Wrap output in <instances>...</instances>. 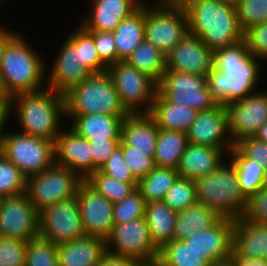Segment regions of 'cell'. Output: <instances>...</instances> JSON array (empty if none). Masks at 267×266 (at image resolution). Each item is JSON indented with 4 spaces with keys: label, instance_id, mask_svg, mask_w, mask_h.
<instances>
[{
    "label": "cell",
    "instance_id": "obj_57",
    "mask_svg": "<svg viewBox=\"0 0 267 266\" xmlns=\"http://www.w3.org/2000/svg\"><path fill=\"white\" fill-rule=\"evenodd\" d=\"M254 137L261 142L267 143V121L259 128Z\"/></svg>",
    "mask_w": 267,
    "mask_h": 266
},
{
    "label": "cell",
    "instance_id": "obj_7",
    "mask_svg": "<svg viewBox=\"0 0 267 266\" xmlns=\"http://www.w3.org/2000/svg\"><path fill=\"white\" fill-rule=\"evenodd\" d=\"M84 179L69 168L54 163L37 175L27 178L26 194L38 212L57 202L77 196Z\"/></svg>",
    "mask_w": 267,
    "mask_h": 266
},
{
    "label": "cell",
    "instance_id": "obj_8",
    "mask_svg": "<svg viewBox=\"0 0 267 266\" xmlns=\"http://www.w3.org/2000/svg\"><path fill=\"white\" fill-rule=\"evenodd\" d=\"M122 106L129 114H148L158 92V82L125 61L108 67Z\"/></svg>",
    "mask_w": 267,
    "mask_h": 266
},
{
    "label": "cell",
    "instance_id": "obj_12",
    "mask_svg": "<svg viewBox=\"0 0 267 266\" xmlns=\"http://www.w3.org/2000/svg\"><path fill=\"white\" fill-rule=\"evenodd\" d=\"M158 92L171 103L185 104L198 111L209 110L217 105L204 75L166 69L158 82Z\"/></svg>",
    "mask_w": 267,
    "mask_h": 266
},
{
    "label": "cell",
    "instance_id": "obj_4",
    "mask_svg": "<svg viewBox=\"0 0 267 266\" xmlns=\"http://www.w3.org/2000/svg\"><path fill=\"white\" fill-rule=\"evenodd\" d=\"M197 201L220 217L238 220L247 198L240 189L235 167L223 162L214 172L195 180Z\"/></svg>",
    "mask_w": 267,
    "mask_h": 266
},
{
    "label": "cell",
    "instance_id": "obj_22",
    "mask_svg": "<svg viewBox=\"0 0 267 266\" xmlns=\"http://www.w3.org/2000/svg\"><path fill=\"white\" fill-rule=\"evenodd\" d=\"M91 1L92 7L80 24L88 31L109 32H113L124 18L130 16L144 3V0Z\"/></svg>",
    "mask_w": 267,
    "mask_h": 266
},
{
    "label": "cell",
    "instance_id": "obj_13",
    "mask_svg": "<svg viewBox=\"0 0 267 266\" xmlns=\"http://www.w3.org/2000/svg\"><path fill=\"white\" fill-rule=\"evenodd\" d=\"M39 236L57 245L85 236L77 197L39 212Z\"/></svg>",
    "mask_w": 267,
    "mask_h": 266
},
{
    "label": "cell",
    "instance_id": "obj_19",
    "mask_svg": "<svg viewBox=\"0 0 267 266\" xmlns=\"http://www.w3.org/2000/svg\"><path fill=\"white\" fill-rule=\"evenodd\" d=\"M235 220L221 217L214 225L194 232L184 241L204 255L214 266L230 262Z\"/></svg>",
    "mask_w": 267,
    "mask_h": 266
},
{
    "label": "cell",
    "instance_id": "obj_3",
    "mask_svg": "<svg viewBox=\"0 0 267 266\" xmlns=\"http://www.w3.org/2000/svg\"><path fill=\"white\" fill-rule=\"evenodd\" d=\"M33 48L21 32L6 44L0 65L2 96L11 98L18 93L39 91L47 87L48 65L45 56Z\"/></svg>",
    "mask_w": 267,
    "mask_h": 266
},
{
    "label": "cell",
    "instance_id": "obj_5",
    "mask_svg": "<svg viewBox=\"0 0 267 266\" xmlns=\"http://www.w3.org/2000/svg\"><path fill=\"white\" fill-rule=\"evenodd\" d=\"M64 96L66 116L129 115L122 106L113 79L107 71L93 74L73 86Z\"/></svg>",
    "mask_w": 267,
    "mask_h": 266
},
{
    "label": "cell",
    "instance_id": "obj_40",
    "mask_svg": "<svg viewBox=\"0 0 267 266\" xmlns=\"http://www.w3.org/2000/svg\"><path fill=\"white\" fill-rule=\"evenodd\" d=\"M25 266H59L57 244L40 236L27 242Z\"/></svg>",
    "mask_w": 267,
    "mask_h": 266
},
{
    "label": "cell",
    "instance_id": "obj_15",
    "mask_svg": "<svg viewBox=\"0 0 267 266\" xmlns=\"http://www.w3.org/2000/svg\"><path fill=\"white\" fill-rule=\"evenodd\" d=\"M226 110L233 145L244 138L254 137L267 121V90H257L229 103Z\"/></svg>",
    "mask_w": 267,
    "mask_h": 266
},
{
    "label": "cell",
    "instance_id": "obj_6",
    "mask_svg": "<svg viewBox=\"0 0 267 266\" xmlns=\"http://www.w3.org/2000/svg\"><path fill=\"white\" fill-rule=\"evenodd\" d=\"M0 153L10 160L28 178L37 175L55 163V143L41 137L15 130L4 136Z\"/></svg>",
    "mask_w": 267,
    "mask_h": 266
},
{
    "label": "cell",
    "instance_id": "obj_20",
    "mask_svg": "<svg viewBox=\"0 0 267 266\" xmlns=\"http://www.w3.org/2000/svg\"><path fill=\"white\" fill-rule=\"evenodd\" d=\"M56 56L53 68L46 73V85L55 92L65 94L94 74L87 66L80 64L77 48L68 39L63 41Z\"/></svg>",
    "mask_w": 267,
    "mask_h": 266
},
{
    "label": "cell",
    "instance_id": "obj_48",
    "mask_svg": "<svg viewBox=\"0 0 267 266\" xmlns=\"http://www.w3.org/2000/svg\"><path fill=\"white\" fill-rule=\"evenodd\" d=\"M27 242L0 237V266H25Z\"/></svg>",
    "mask_w": 267,
    "mask_h": 266
},
{
    "label": "cell",
    "instance_id": "obj_44",
    "mask_svg": "<svg viewBox=\"0 0 267 266\" xmlns=\"http://www.w3.org/2000/svg\"><path fill=\"white\" fill-rule=\"evenodd\" d=\"M236 11L243 31L252 25L267 22V0H240Z\"/></svg>",
    "mask_w": 267,
    "mask_h": 266
},
{
    "label": "cell",
    "instance_id": "obj_51",
    "mask_svg": "<svg viewBox=\"0 0 267 266\" xmlns=\"http://www.w3.org/2000/svg\"><path fill=\"white\" fill-rule=\"evenodd\" d=\"M246 158L251 159L263 166L267 174V143L248 137L234 145Z\"/></svg>",
    "mask_w": 267,
    "mask_h": 266
},
{
    "label": "cell",
    "instance_id": "obj_46",
    "mask_svg": "<svg viewBox=\"0 0 267 266\" xmlns=\"http://www.w3.org/2000/svg\"><path fill=\"white\" fill-rule=\"evenodd\" d=\"M119 146L122 148L124 161L137 181L156 167L154 157L146 156L138 150H132V146Z\"/></svg>",
    "mask_w": 267,
    "mask_h": 266
},
{
    "label": "cell",
    "instance_id": "obj_43",
    "mask_svg": "<svg viewBox=\"0 0 267 266\" xmlns=\"http://www.w3.org/2000/svg\"><path fill=\"white\" fill-rule=\"evenodd\" d=\"M146 202L140 191L136 189L122 201L114 203V224H123L145 217Z\"/></svg>",
    "mask_w": 267,
    "mask_h": 266
},
{
    "label": "cell",
    "instance_id": "obj_16",
    "mask_svg": "<svg viewBox=\"0 0 267 266\" xmlns=\"http://www.w3.org/2000/svg\"><path fill=\"white\" fill-rule=\"evenodd\" d=\"M76 197L85 235L106 240L114 227V203L99 194L85 180L80 184Z\"/></svg>",
    "mask_w": 267,
    "mask_h": 266
},
{
    "label": "cell",
    "instance_id": "obj_14",
    "mask_svg": "<svg viewBox=\"0 0 267 266\" xmlns=\"http://www.w3.org/2000/svg\"><path fill=\"white\" fill-rule=\"evenodd\" d=\"M39 236V212L26 193L0 200V237L28 242Z\"/></svg>",
    "mask_w": 267,
    "mask_h": 266
},
{
    "label": "cell",
    "instance_id": "obj_54",
    "mask_svg": "<svg viewBox=\"0 0 267 266\" xmlns=\"http://www.w3.org/2000/svg\"><path fill=\"white\" fill-rule=\"evenodd\" d=\"M10 108V98L4 96L0 98V146L6 135L5 127L9 125L7 124V122L10 121L8 119L12 114Z\"/></svg>",
    "mask_w": 267,
    "mask_h": 266
},
{
    "label": "cell",
    "instance_id": "obj_47",
    "mask_svg": "<svg viewBox=\"0 0 267 266\" xmlns=\"http://www.w3.org/2000/svg\"><path fill=\"white\" fill-rule=\"evenodd\" d=\"M99 171L108 177L114 178L130 184H138V181L131 174L126 162L124 161L122 148L118 146L104 163Z\"/></svg>",
    "mask_w": 267,
    "mask_h": 266
},
{
    "label": "cell",
    "instance_id": "obj_29",
    "mask_svg": "<svg viewBox=\"0 0 267 266\" xmlns=\"http://www.w3.org/2000/svg\"><path fill=\"white\" fill-rule=\"evenodd\" d=\"M119 61H125L145 39V3L113 31Z\"/></svg>",
    "mask_w": 267,
    "mask_h": 266
},
{
    "label": "cell",
    "instance_id": "obj_24",
    "mask_svg": "<svg viewBox=\"0 0 267 266\" xmlns=\"http://www.w3.org/2000/svg\"><path fill=\"white\" fill-rule=\"evenodd\" d=\"M159 128L148 114H129L123 119L120 144L154 157Z\"/></svg>",
    "mask_w": 267,
    "mask_h": 266
},
{
    "label": "cell",
    "instance_id": "obj_37",
    "mask_svg": "<svg viewBox=\"0 0 267 266\" xmlns=\"http://www.w3.org/2000/svg\"><path fill=\"white\" fill-rule=\"evenodd\" d=\"M76 27L67 39L77 48L80 64L87 66L94 74L106 72L108 67L100 60L93 35L81 24Z\"/></svg>",
    "mask_w": 267,
    "mask_h": 266
},
{
    "label": "cell",
    "instance_id": "obj_2",
    "mask_svg": "<svg viewBox=\"0 0 267 266\" xmlns=\"http://www.w3.org/2000/svg\"><path fill=\"white\" fill-rule=\"evenodd\" d=\"M10 107L16 113L19 132L56 142L62 130L61 120H66L64 94L49 87L18 93L10 98Z\"/></svg>",
    "mask_w": 267,
    "mask_h": 266
},
{
    "label": "cell",
    "instance_id": "obj_52",
    "mask_svg": "<svg viewBox=\"0 0 267 266\" xmlns=\"http://www.w3.org/2000/svg\"><path fill=\"white\" fill-rule=\"evenodd\" d=\"M93 157V172L108 161L112 152L119 146L120 138H106V140H90Z\"/></svg>",
    "mask_w": 267,
    "mask_h": 266
},
{
    "label": "cell",
    "instance_id": "obj_10",
    "mask_svg": "<svg viewBox=\"0 0 267 266\" xmlns=\"http://www.w3.org/2000/svg\"><path fill=\"white\" fill-rule=\"evenodd\" d=\"M213 68L225 73L237 84V101L245 98L258 88L260 79V59L248 50L242 40L236 45L214 51ZM260 61V62H259Z\"/></svg>",
    "mask_w": 267,
    "mask_h": 266
},
{
    "label": "cell",
    "instance_id": "obj_49",
    "mask_svg": "<svg viewBox=\"0 0 267 266\" xmlns=\"http://www.w3.org/2000/svg\"><path fill=\"white\" fill-rule=\"evenodd\" d=\"M248 50L263 63L267 62V22L252 25L244 31Z\"/></svg>",
    "mask_w": 267,
    "mask_h": 266
},
{
    "label": "cell",
    "instance_id": "obj_9",
    "mask_svg": "<svg viewBox=\"0 0 267 266\" xmlns=\"http://www.w3.org/2000/svg\"><path fill=\"white\" fill-rule=\"evenodd\" d=\"M188 31V18L181 4L145 3V39L165 55Z\"/></svg>",
    "mask_w": 267,
    "mask_h": 266
},
{
    "label": "cell",
    "instance_id": "obj_42",
    "mask_svg": "<svg viewBox=\"0 0 267 266\" xmlns=\"http://www.w3.org/2000/svg\"><path fill=\"white\" fill-rule=\"evenodd\" d=\"M206 78L211 96L217 104L226 106L237 101V84L227 74L213 68Z\"/></svg>",
    "mask_w": 267,
    "mask_h": 266
},
{
    "label": "cell",
    "instance_id": "obj_56",
    "mask_svg": "<svg viewBox=\"0 0 267 266\" xmlns=\"http://www.w3.org/2000/svg\"><path fill=\"white\" fill-rule=\"evenodd\" d=\"M5 27L0 24V65L6 44L18 33L17 30L13 32V30L11 31L8 27Z\"/></svg>",
    "mask_w": 267,
    "mask_h": 266
},
{
    "label": "cell",
    "instance_id": "obj_58",
    "mask_svg": "<svg viewBox=\"0 0 267 266\" xmlns=\"http://www.w3.org/2000/svg\"><path fill=\"white\" fill-rule=\"evenodd\" d=\"M185 0H155V4H182Z\"/></svg>",
    "mask_w": 267,
    "mask_h": 266
},
{
    "label": "cell",
    "instance_id": "obj_30",
    "mask_svg": "<svg viewBox=\"0 0 267 266\" xmlns=\"http://www.w3.org/2000/svg\"><path fill=\"white\" fill-rule=\"evenodd\" d=\"M176 214L177 212L170 209L163 201L146 204L145 218L150 237L159 250L173 241Z\"/></svg>",
    "mask_w": 267,
    "mask_h": 266
},
{
    "label": "cell",
    "instance_id": "obj_32",
    "mask_svg": "<svg viewBox=\"0 0 267 266\" xmlns=\"http://www.w3.org/2000/svg\"><path fill=\"white\" fill-rule=\"evenodd\" d=\"M228 156L229 162L235 167L240 189L246 198L260 190L267 183V174L263 166L246 158L235 146Z\"/></svg>",
    "mask_w": 267,
    "mask_h": 266
},
{
    "label": "cell",
    "instance_id": "obj_38",
    "mask_svg": "<svg viewBox=\"0 0 267 266\" xmlns=\"http://www.w3.org/2000/svg\"><path fill=\"white\" fill-rule=\"evenodd\" d=\"M85 181L112 203L122 201L138 187V184L125 183L108 177L99 170L91 173Z\"/></svg>",
    "mask_w": 267,
    "mask_h": 266
},
{
    "label": "cell",
    "instance_id": "obj_25",
    "mask_svg": "<svg viewBox=\"0 0 267 266\" xmlns=\"http://www.w3.org/2000/svg\"><path fill=\"white\" fill-rule=\"evenodd\" d=\"M231 257L267 260V224L235 220Z\"/></svg>",
    "mask_w": 267,
    "mask_h": 266
},
{
    "label": "cell",
    "instance_id": "obj_23",
    "mask_svg": "<svg viewBox=\"0 0 267 266\" xmlns=\"http://www.w3.org/2000/svg\"><path fill=\"white\" fill-rule=\"evenodd\" d=\"M224 154L219 148L188 143L177 168L179 177L195 181L214 172L224 161L227 162L229 157Z\"/></svg>",
    "mask_w": 267,
    "mask_h": 266
},
{
    "label": "cell",
    "instance_id": "obj_55",
    "mask_svg": "<svg viewBox=\"0 0 267 266\" xmlns=\"http://www.w3.org/2000/svg\"><path fill=\"white\" fill-rule=\"evenodd\" d=\"M230 264L232 266H267V260L264 259H250L241 257H231Z\"/></svg>",
    "mask_w": 267,
    "mask_h": 266
},
{
    "label": "cell",
    "instance_id": "obj_1",
    "mask_svg": "<svg viewBox=\"0 0 267 266\" xmlns=\"http://www.w3.org/2000/svg\"><path fill=\"white\" fill-rule=\"evenodd\" d=\"M188 18V31L215 51L244 40L236 6L220 0H185L182 4Z\"/></svg>",
    "mask_w": 267,
    "mask_h": 266
},
{
    "label": "cell",
    "instance_id": "obj_26",
    "mask_svg": "<svg viewBox=\"0 0 267 266\" xmlns=\"http://www.w3.org/2000/svg\"><path fill=\"white\" fill-rule=\"evenodd\" d=\"M106 252V240L87 235L57 245L59 266H97Z\"/></svg>",
    "mask_w": 267,
    "mask_h": 266
},
{
    "label": "cell",
    "instance_id": "obj_39",
    "mask_svg": "<svg viewBox=\"0 0 267 266\" xmlns=\"http://www.w3.org/2000/svg\"><path fill=\"white\" fill-rule=\"evenodd\" d=\"M173 211L179 212L198 203L194 180L178 177L163 198Z\"/></svg>",
    "mask_w": 267,
    "mask_h": 266
},
{
    "label": "cell",
    "instance_id": "obj_34",
    "mask_svg": "<svg viewBox=\"0 0 267 266\" xmlns=\"http://www.w3.org/2000/svg\"><path fill=\"white\" fill-rule=\"evenodd\" d=\"M125 62L159 82L166 70V55L144 39Z\"/></svg>",
    "mask_w": 267,
    "mask_h": 266
},
{
    "label": "cell",
    "instance_id": "obj_36",
    "mask_svg": "<svg viewBox=\"0 0 267 266\" xmlns=\"http://www.w3.org/2000/svg\"><path fill=\"white\" fill-rule=\"evenodd\" d=\"M179 177L177 170L156 166L138 181L140 191L146 204L163 201V198L175 180Z\"/></svg>",
    "mask_w": 267,
    "mask_h": 266
},
{
    "label": "cell",
    "instance_id": "obj_18",
    "mask_svg": "<svg viewBox=\"0 0 267 266\" xmlns=\"http://www.w3.org/2000/svg\"><path fill=\"white\" fill-rule=\"evenodd\" d=\"M213 59L214 51L196 34L187 31L179 43L166 54V69L207 76L213 69Z\"/></svg>",
    "mask_w": 267,
    "mask_h": 266
},
{
    "label": "cell",
    "instance_id": "obj_17",
    "mask_svg": "<svg viewBox=\"0 0 267 266\" xmlns=\"http://www.w3.org/2000/svg\"><path fill=\"white\" fill-rule=\"evenodd\" d=\"M186 136L188 143L219 148L228 155L234 145L230 137L226 106L217 104L209 110L199 111Z\"/></svg>",
    "mask_w": 267,
    "mask_h": 266
},
{
    "label": "cell",
    "instance_id": "obj_31",
    "mask_svg": "<svg viewBox=\"0 0 267 266\" xmlns=\"http://www.w3.org/2000/svg\"><path fill=\"white\" fill-rule=\"evenodd\" d=\"M221 217L209 207L196 203L177 212L173 240H185L194 232L214 225Z\"/></svg>",
    "mask_w": 267,
    "mask_h": 266
},
{
    "label": "cell",
    "instance_id": "obj_50",
    "mask_svg": "<svg viewBox=\"0 0 267 266\" xmlns=\"http://www.w3.org/2000/svg\"><path fill=\"white\" fill-rule=\"evenodd\" d=\"M94 37L100 60L109 67L118 62L114 34L109 31H89Z\"/></svg>",
    "mask_w": 267,
    "mask_h": 266
},
{
    "label": "cell",
    "instance_id": "obj_35",
    "mask_svg": "<svg viewBox=\"0 0 267 266\" xmlns=\"http://www.w3.org/2000/svg\"><path fill=\"white\" fill-rule=\"evenodd\" d=\"M158 266H214L184 240H173L159 250Z\"/></svg>",
    "mask_w": 267,
    "mask_h": 266
},
{
    "label": "cell",
    "instance_id": "obj_53",
    "mask_svg": "<svg viewBox=\"0 0 267 266\" xmlns=\"http://www.w3.org/2000/svg\"><path fill=\"white\" fill-rule=\"evenodd\" d=\"M97 266H147V265L134 259L119 257L117 255L106 252L98 261Z\"/></svg>",
    "mask_w": 267,
    "mask_h": 266
},
{
    "label": "cell",
    "instance_id": "obj_41",
    "mask_svg": "<svg viewBox=\"0 0 267 266\" xmlns=\"http://www.w3.org/2000/svg\"><path fill=\"white\" fill-rule=\"evenodd\" d=\"M27 178L0 153V197H12L26 193Z\"/></svg>",
    "mask_w": 267,
    "mask_h": 266
},
{
    "label": "cell",
    "instance_id": "obj_27",
    "mask_svg": "<svg viewBox=\"0 0 267 266\" xmlns=\"http://www.w3.org/2000/svg\"><path fill=\"white\" fill-rule=\"evenodd\" d=\"M128 115L91 114L66 116L70 128L79 136L91 140L120 138L123 119Z\"/></svg>",
    "mask_w": 267,
    "mask_h": 266
},
{
    "label": "cell",
    "instance_id": "obj_59",
    "mask_svg": "<svg viewBox=\"0 0 267 266\" xmlns=\"http://www.w3.org/2000/svg\"><path fill=\"white\" fill-rule=\"evenodd\" d=\"M220 1L227 3V4H231L233 6H236L240 0H220Z\"/></svg>",
    "mask_w": 267,
    "mask_h": 266
},
{
    "label": "cell",
    "instance_id": "obj_33",
    "mask_svg": "<svg viewBox=\"0 0 267 266\" xmlns=\"http://www.w3.org/2000/svg\"><path fill=\"white\" fill-rule=\"evenodd\" d=\"M187 145L186 133L159 128L154 153L156 166L177 170Z\"/></svg>",
    "mask_w": 267,
    "mask_h": 266
},
{
    "label": "cell",
    "instance_id": "obj_60",
    "mask_svg": "<svg viewBox=\"0 0 267 266\" xmlns=\"http://www.w3.org/2000/svg\"><path fill=\"white\" fill-rule=\"evenodd\" d=\"M216 266H232V265H231L230 262H229V263H226V264L216 265Z\"/></svg>",
    "mask_w": 267,
    "mask_h": 266
},
{
    "label": "cell",
    "instance_id": "obj_45",
    "mask_svg": "<svg viewBox=\"0 0 267 266\" xmlns=\"http://www.w3.org/2000/svg\"><path fill=\"white\" fill-rule=\"evenodd\" d=\"M240 219L252 224H267V183L247 198Z\"/></svg>",
    "mask_w": 267,
    "mask_h": 266
},
{
    "label": "cell",
    "instance_id": "obj_11",
    "mask_svg": "<svg viewBox=\"0 0 267 266\" xmlns=\"http://www.w3.org/2000/svg\"><path fill=\"white\" fill-rule=\"evenodd\" d=\"M108 253L154 265L158 261L159 249L150 237L146 218L142 217L128 223L114 224L106 239Z\"/></svg>",
    "mask_w": 267,
    "mask_h": 266
},
{
    "label": "cell",
    "instance_id": "obj_21",
    "mask_svg": "<svg viewBox=\"0 0 267 266\" xmlns=\"http://www.w3.org/2000/svg\"><path fill=\"white\" fill-rule=\"evenodd\" d=\"M66 128L63 126L55 142V163L77 172L85 180L93 173L90 141Z\"/></svg>",
    "mask_w": 267,
    "mask_h": 266
},
{
    "label": "cell",
    "instance_id": "obj_28",
    "mask_svg": "<svg viewBox=\"0 0 267 266\" xmlns=\"http://www.w3.org/2000/svg\"><path fill=\"white\" fill-rule=\"evenodd\" d=\"M198 112L197 109L185 104L171 103L157 92L148 115L155 121L158 128L186 133Z\"/></svg>",
    "mask_w": 267,
    "mask_h": 266
}]
</instances>
